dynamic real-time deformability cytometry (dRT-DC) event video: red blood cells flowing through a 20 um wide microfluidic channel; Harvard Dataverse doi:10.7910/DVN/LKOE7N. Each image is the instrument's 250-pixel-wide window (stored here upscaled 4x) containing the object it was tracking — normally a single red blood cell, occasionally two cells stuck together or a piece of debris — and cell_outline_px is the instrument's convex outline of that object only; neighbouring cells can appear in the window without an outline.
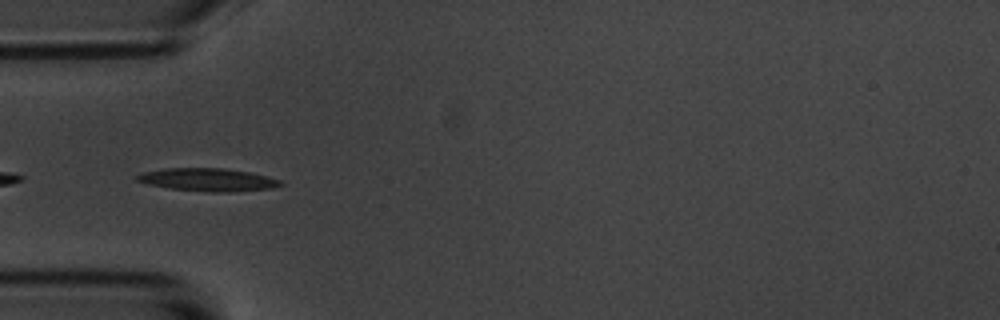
{"species": "common noctule bat (a hibernating species)", "species_latin": "Nyctalus noctula", "temperature_condition": "room temperature", "stored_images_in_passage": 6, "camera_frame_rate_fps": 3000, "um_per_image_px": 0.085, "animal": {"sex": "male", "body_mass_g": 20.1, "forearm_length_mm": 53.5}, "frame": {"image": 1, "passage_image": 4, "time_ms": 3.333, "image_size_px": [1000, 320], "cell_outline_px": [[284, 184], [272, 188], [232, 192], [212, 192], [168, 188], [148, 184], [136, 180], [132, 176], [144, 172], [164, 168], [224, 168], [248, 172], [280, 180]], "centroid_in_image_um": [17.62, 15.27], "position_along_channel_um": 67.4, "area_um2": 19.07}}
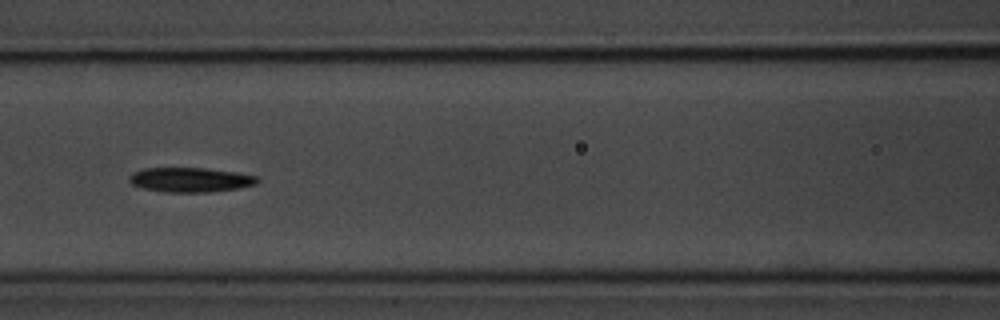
{"frame": {"image": 2, "passage_image": 6, "time_ms": 5.667, "image_size_px": [1000, 320], "cell_outline_px": [[260, 180], [256, 184], [240, 188], [208, 192], [164, 192], [144, 188], [132, 184], [128, 180], [128, 176], [132, 172], [144, 168], [204, 168], [236, 172], [256, 176]], "centroid_in_image_um": [16.16, 15.28], "position_along_channel_um": 150.4, "area_um2": 18.38}}